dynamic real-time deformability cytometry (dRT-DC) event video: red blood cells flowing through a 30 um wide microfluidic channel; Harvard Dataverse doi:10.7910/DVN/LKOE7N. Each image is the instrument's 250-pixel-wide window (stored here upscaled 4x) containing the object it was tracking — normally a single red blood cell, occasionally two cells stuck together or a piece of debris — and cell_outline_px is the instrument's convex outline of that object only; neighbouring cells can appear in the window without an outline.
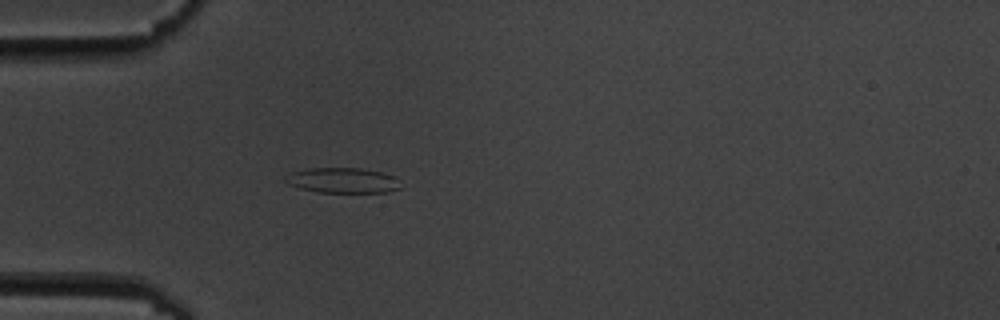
{"species": "common noctule bat (a hibernating species)", "species_latin": "Nyctalus noctula", "temperature_condition": "cold", "stored_images_in_passage": 4, "camera_frame_rate_fps": 3000, "um_per_image_px": 0.085, "animal": {"sex": "male", "body_mass_g": 19.5, "forearm_length_mm": 54.6}, "frame": {"image": 1, "passage_image": 4, "time_ms": 3.333, "image_size_px": [1000, 320], "cell_outline_px": [[400, 188], [388, 192], [316, 192], [300, 188], [288, 184], [284, 180], [284, 176], [292, 172], [308, 168], [360, 168], [380, 172], [396, 176]], "centroid_in_image_um": [29.1, 15.33], "position_along_channel_um": 55.9, "area_um2": 16.94}}